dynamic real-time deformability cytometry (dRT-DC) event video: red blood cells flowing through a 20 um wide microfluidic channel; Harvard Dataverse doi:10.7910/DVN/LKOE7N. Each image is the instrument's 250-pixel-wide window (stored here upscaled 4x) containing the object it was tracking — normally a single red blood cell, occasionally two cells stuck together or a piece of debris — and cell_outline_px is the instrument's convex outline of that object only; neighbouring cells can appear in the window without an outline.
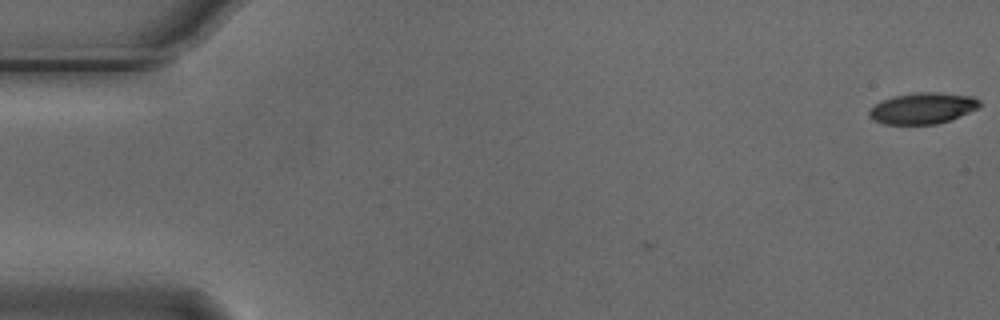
{"species": "Egyptian fruit bat (a non-hibernating species)", "species_latin": "Rousettus aegyptiacus", "temperature_condition": "cold", "stored_images_in_passage": 3, "camera_frame_rate_fps": 3000, "um_per_image_px": 0.085, "animal": {"sex": "male"}, "frame": {"image": 1, "passage_image": 1, "time_ms": 0.0, "image_size_px": [1000, 320], "cell_outline_px": [[980, 108], [948, 120], [936, 124], [884, 124], [872, 120], [868, 116], [868, 112], [880, 100], [892, 96], [920, 92], [940, 92], [972, 96], [980, 100]], "centroid_in_image_um": [78.41, 9.19], "position_along_channel_um": 6.6, "area_um2": 20.11}}